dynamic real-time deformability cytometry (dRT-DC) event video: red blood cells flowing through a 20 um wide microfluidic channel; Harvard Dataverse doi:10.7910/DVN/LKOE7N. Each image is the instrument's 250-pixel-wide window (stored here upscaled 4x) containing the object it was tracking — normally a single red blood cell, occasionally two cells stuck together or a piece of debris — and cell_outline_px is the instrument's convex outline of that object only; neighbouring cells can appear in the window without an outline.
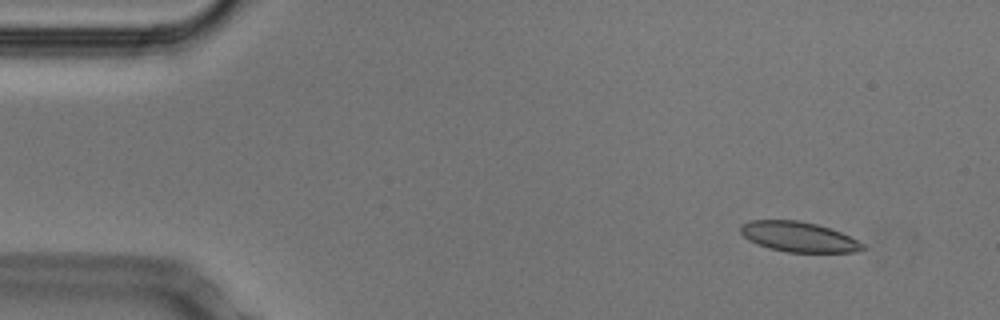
{"species": "Egyptian fruit bat (a non-hibernating species)", "species_latin": "Rousettus aegyptiacus", "temperature_condition": "cold", "stored_images_in_passage": 50, "camera_frame_rate_fps": 3000, "um_per_image_px": 0.085, "animal": {"sex": "male"}, "frame": {"image": 1, "passage_image": 3, "time_ms": 0.667, "image_size_px": [1000, 320], "cell_outline_px": [[868, 248], [856, 252], [788, 252], [768, 248], [748, 240], [740, 232], [740, 224], [748, 220], [800, 220], [816, 224], [840, 232], [864, 244]], "centroid_in_image_um": [67.86, 20.13], "position_along_channel_um": 17.1, "area_um2": 21.44}}
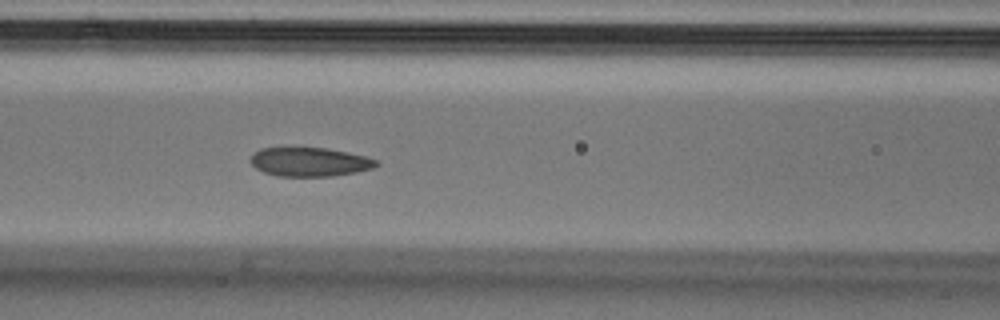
{"frame": {"image": 2, "passage_image": 20, "time_ms": 6.333, "image_size_px": [1000, 320], "cell_outline_px": [[380, 164], [372, 168], [356, 172], [332, 176], [276, 176], [264, 172], [256, 168], [248, 160], [252, 152], [260, 148], [328, 148], [348, 152], [364, 156], [376, 160]], "centroid_in_image_um": [26.28, 13.76], "position_along_channel_um": 140.3, "area_um2": 21.27}}
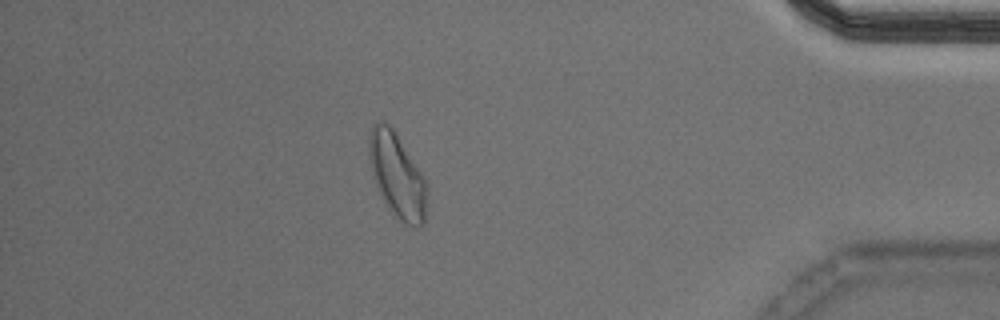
{"frame": {"image": 3, "passage_image": 44, "time_ms": 14.333, "image_size_px": [1000, 320], "cell_outline_px": [[428, 188], [424, 224], [404, 224], [396, 216], [380, 196], [372, 176], [368, 156], [368, 136], [372, 128], [380, 120], [384, 120], [392, 128], [424, 176], [428, 184]], "centroid_in_image_um": [33.74, 14.89], "position_along_channel_um": 401.5, "area_um2": 28.44}, "authors_computed_cell_mechanics": {"area_um2": 22.4264, "velocity_mm_per_s": 3.7888, "shape_relaxation_time_tau1_ms": 7.3129, "shape_relaxation_time_tau2_ms": 2.2273, "deformation_change_tau1": 0.1446, "deformation_change_tau2": 0.0791}}